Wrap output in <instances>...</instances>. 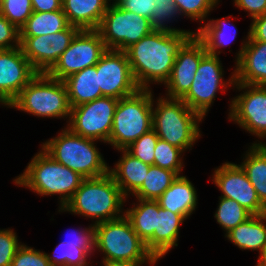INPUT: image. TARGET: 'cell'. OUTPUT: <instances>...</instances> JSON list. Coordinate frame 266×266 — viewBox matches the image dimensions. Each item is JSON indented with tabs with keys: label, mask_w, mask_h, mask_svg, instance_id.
I'll use <instances>...</instances> for the list:
<instances>
[{
	"label": "cell",
	"mask_w": 266,
	"mask_h": 266,
	"mask_svg": "<svg viewBox=\"0 0 266 266\" xmlns=\"http://www.w3.org/2000/svg\"><path fill=\"white\" fill-rule=\"evenodd\" d=\"M191 36L188 31L153 30L125 50L140 89L166 83L179 49Z\"/></svg>",
	"instance_id": "6da1fadb"
},
{
	"label": "cell",
	"mask_w": 266,
	"mask_h": 266,
	"mask_svg": "<svg viewBox=\"0 0 266 266\" xmlns=\"http://www.w3.org/2000/svg\"><path fill=\"white\" fill-rule=\"evenodd\" d=\"M129 200L121 192L110 173L84 178L80 187L58 213L68 212L92 220L96 225L124 215L125 202Z\"/></svg>",
	"instance_id": "7a4b0ae2"
},
{
	"label": "cell",
	"mask_w": 266,
	"mask_h": 266,
	"mask_svg": "<svg viewBox=\"0 0 266 266\" xmlns=\"http://www.w3.org/2000/svg\"><path fill=\"white\" fill-rule=\"evenodd\" d=\"M83 180L79 173L56 162L40 148L13 182L17 187L28 188L41 197L57 196L58 208L62 209Z\"/></svg>",
	"instance_id": "3957f363"
},
{
	"label": "cell",
	"mask_w": 266,
	"mask_h": 266,
	"mask_svg": "<svg viewBox=\"0 0 266 266\" xmlns=\"http://www.w3.org/2000/svg\"><path fill=\"white\" fill-rule=\"evenodd\" d=\"M204 118L177 98L153 95L152 129L159 139L186 151L201 138L200 123Z\"/></svg>",
	"instance_id": "277c9868"
},
{
	"label": "cell",
	"mask_w": 266,
	"mask_h": 266,
	"mask_svg": "<svg viewBox=\"0 0 266 266\" xmlns=\"http://www.w3.org/2000/svg\"><path fill=\"white\" fill-rule=\"evenodd\" d=\"M100 141L74 134L68 127L40 144L53 160L67 166L84 178H94L109 172V164L97 148Z\"/></svg>",
	"instance_id": "5b68a950"
},
{
	"label": "cell",
	"mask_w": 266,
	"mask_h": 266,
	"mask_svg": "<svg viewBox=\"0 0 266 266\" xmlns=\"http://www.w3.org/2000/svg\"><path fill=\"white\" fill-rule=\"evenodd\" d=\"M8 108L38 118L67 119L66 126L71 113L64 81L51 78L46 73H37L9 104Z\"/></svg>",
	"instance_id": "8992f818"
},
{
	"label": "cell",
	"mask_w": 266,
	"mask_h": 266,
	"mask_svg": "<svg viewBox=\"0 0 266 266\" xmlns=\"http://www.w3.org/2000/svg\"><path fill=\"white\" fill-rule=\"evenodd\" d=\"M95 251L101 252L102 262L131 261L155 262L145 242L133 230L128 218L123 215L94 225ZM98 251V252H97Z\"/></svg>",
	"instance_id": "52a82bcc"
},
{
	"label": "cell",
	"mask_w": 266,
	"mask_h": 266,
	"mask_svg": "<svg viewBox=\"0 0 266 266\" xmlns=\"http://www.w3.org/2000/svg\"><path fill=\"white\" fill-rule=\"evenodd\" d=\"M153 94L152 89H139L119 99L109 136L113 149H126L152 129Z\"/></svg>",
	"instance_id": "ba28073f"
},
{
	"label": "cell",
	"mask_w": 266,
	"mask_h": 266,
	"mask_svg": "<svg viewBox=\"0 0 266 266\" xmlns=\"http://www.w3.org/2000/svg\"><path fill=\"white\" fill-rule=\"evenodd\" d=\"M221 62L219 56L207 53L200 61L190 89L181 98L204 119L217 98V93H226L234 87L235 72H231L230 77L225 79Z\"/></svg>",
	"instance_id": "9c48e42d"
},
{
	"label": "cell",
	"mask_w": 266,
	"mask_h": 266,
	"mask_svg": "<svg viewBox=\"0 0 266 266\" xmlns=\"http://www.w3.org/2000/svg\"><path fill=\"white\" fill-rule=\"evenodd\" d=\"M233 88L240 93L230 99L227 119L258 138L251 144H266V86L235 82Z\"/></svg>",
	"instance_id": "30bf717a"
},
{
	"label": "cell",
	"mask_w": 266,
	"mask_h": 266,
	"mask_svg": "<svg viewBox=\"0 0 266 266\" xmlns=\"http://www.w3.org/2000/svg\"><path fill=\"white\" fill-rule=\"evenodd\" d=\"M150 19L122 9L118 4L108 6L97 29L107 49L125 51L151 33Z\"/></svg>",
	"instance_id": "8fae6325"
},
{
	"label": "cell",
	"mask_w": 266,
	"mask_h": 266,
	"mask_svg": "<svg viewBox=\"0 0 266 266\" xmlns=\"http://www.w3.org/2000/svg\"><path fill=\"white\" fill-rule=\"evenodd\" d=\"M119 99L100 97L71 108L66 127L74 134L109 145L115 108Z\"/></svg>",
	"instance_id": "7c38bea8"
},
{
	"label": "cell",
	"mask_w": 266,
	"mask_h": 266,
	"mask_svg": "<svg viewBox=\"0 0 266 266\" xmlns=\"http://www.w3.org/2000/svg\"><path fill=\"white\" fill-rule=\"evenodd\" d=\"M106 51L107 48L97 30H80L46 74L63 81L71 74L96 65Z\"/></svg>",
	"instance_id": "4fadbf2b"
},
{
	"label": "cell",
	"mask_w": 266,
	"mask_h": 266,
	"mask_svg": "<svg viewBox=\"0 0 266 266\" xmlns=\"http://www.w3.org/2000/svg\"><path fill=\"white\" fill-rule=\"evenodd\" d=\"M78 27L41 36H20V48L37 73H47L71 44Z\"/></svg>",
	"instance_id": "5bb4252c"
},
{
	"label": "cell",
	"mask_w": 266,
	"mask_h": 266,
	"mask_svg": "<svg viewBox=\"0 0 266 266\" xmlns=\"http://www.w3.org/2000/svg\"><path fill=\"white\" fill-rule=\"evenodd\" d=\"M103 96L121 99L137 92V85L125 51L107 49L97 63Z\"/></svg>",
	"instance_id": "9a60e30c"
},
{
	"label": "cell",
	"mask_w": 266,
	"mask_h": 266,
	"mask_svg": "<svg viewBox=\"0 0 266 266\" xmlns=\"http://www.w3.org/2000/svg\"><path fill=\"white\" fill-rule=\"evenodd\" d=\"M214 168L211 181L222 193L220 197L237 201L252 215L266 214V207L259 200L256 190L242 168L233 162L221 163Z\"/></svg>",
	"instance_id": "2e32d148"
},
{
	"label": "cell",
	"mask_w": 266,
	"mask_h": 266,
	"mask_svg": "<svg viewBox=\"0 0 266 266\" xmlns=\"http://www.w3.org/2000/svg\"><path fill=\"white\" fill-rule=\"evenodd\" d=\"M207 54L203 42L191 36L179 49L171 74L164 84L165 97L181 99L190 89L201 59Z\"/></svg>",
	"instance_id": "e0dca14e"
},
{
	"label": "cell",
	"mask_w": 266,
	"mask_h": 266,
	"mask_svg": "<svg viewBox=\"0 0 266 266\" xmlns=\"http://www.w3.org/2000/svg\"><path fill=\"white\" fill-rule=\"evenodd\" d=\"M36 74L20 47L0 50V97L8 106Z\"/></svg>",
	"instance_id": "ac0fdd59"
},
{
	"label": "cell",
	"mask_w": 266,
	"mask_h": 266,
	"mask_svg": "<svg viewBox=\"0 0 266 266\" xmlns=\"http://www.w3.org/2000/svg\"><path fill=\"white\" fill-rule=\"evenodd\" d=\"M248 39L249 29L235 53V82L266 86V42Z\"/></svg>",
	"instance_id": "d6986e66"
},
{
	"label": "cell",
	"mask_w": 266,
	"mask_h": 266,
	"mask_svg": "<svg viewBox=\"0 0 266 266\" xmlns=\"http://www.w3.org/2000/svg\"><path fill=\"white\" fill-rule=\"evenodd\" d=\"M185 220L187 219L183 215L161 208L157 201V228L145 243L156 260H161L178 246L180 226Z\"/></svg>",
	"instance_id": "ffe728a7"
},
{
	"label": "cell",
	"mask_w": 266,
	"mask_h": 266,
	"mask_svg": "<svg viewBox=\"0 0 266 266\" xmlns=\"http://www.w3.org/2000/svg\"><path fill=\"white\" fill-rule=\"evenodd\" d=\"M121 155L109 173L126 198L132 196L143 184L150 165L131 155L126 149L117 150Z\"/></svg>",
	"instance_id": "44dd1931"
},
{
	"label": "cell",
	"mask_w": 266,
	"mask_h": 266,
	"mask_svg": "<svg viewBox=\"0 0 266 266\" xmlns=\"http://www.w3.org/2000/svg\"><path fill=\"white\" fill-rule=\"evenodd\" d=\"M157 201L161 208L181 214L186 219L198 208L197 190L185 175H179Z\"/></svg>",
	"instance_id": "7402d4cb"
},
{
	"label": "cell",
	"mask_w": 266,
	"mask_h": 266,
	"mask_svg": "<svg viewBox=\"0 0 266 266\" xmlns=\"http://www.w3.org/2000/svg\"><path fill=\"white\" fill-rule=\"evenodd\" d=\"M110 4V0H62V9L70 25L97 30Z\"/></svg>",
	"instance_id": "603a6c76"
},
{
	"label": "cell",
	"mask_w": 266,
	"mask_h": 266,
	"mask_svg": "<svg viewBox=\"0 0 266 266\" xmlns=\"http://www.w3.org/2000/svg\"><path fill=\"white\" fill-rule=\"evenodd\" d=\"M224 237L242 251H257L259 259L266 250V214L252 215Z\"/></svg>",
	"instance_id": "cb8c5ba5"
},
{
	"label": "cell",
	"mask_w": 266,
	"mask_h": 266,
	"mask_svg": "<svg viewBox=\"0 0 266 266\" xmlns=\"http://www.w3.org/2000/svg\"><path fill=\"white\" fill-rule=\"evenodd\" d=\"M231 16L209 19L195 30V35L203 42L208 54L219 56L223 48L235 41L237 28L231 23Z\"/></svg>",
	"instance_id": "d4e9b609"
},
{
	"label": "cell",
	"mask_w": 266,
	"mask_h": 266,
	"mask_svg": "<svg viewBox=\"0 0 266 266\" xmlns=\"http://www.w3.org/2000/svg\"><path fill=\"white\" fill-rule=\"evenodd\" d=\"M71 108L103 97L97 74V64L71 74L63 80Z\"/></svg>",
	"instance_id": "484cf974"
},
{
	"label": "cell",
	"mask_w": 266,
	"mask_h": 266,
	"mask_svg": "<svg viewBox=\"0 0 266 266\" xmlns=\"http://www.w3.org/2000/svg\"><path fill=\"white\" fill-rule=\"evenodd\" d=\"M239 163L259 200L266 207V144H250Z\"/></svg>",
	"instance_id": "4316f807"
},
{
	"label": "cell",
	"mask_w": 266,
	"mask_h": 266,
	"mask_svg": "<svg viewBox=\"0 0 266 266\" xmlns=\"http://www.w3.org/2000/svg\"><path fill=\"white\" fill-rule=\"evenodd\" d=\"M135 200L132 206L125 209L124 215L130 221L133 230L146 243L157 228V200Z\"/></svg>",
	"instance_id": "83f0119b"
},
{
	"label": "cell",
	"mask_w": 266,
	"mask_h": 266,
	"mask_svg": "<svg viewBox=\"0 0 266 266\" xmlns=\"http://www.w3.org/2000/svg\"><path fill=\"white\" fill-rule=\"evenodd\" d=\"M70 26L63 9L51 12L33 11L25 25L20 29V36H41L67 29Z\"/></svg>",
	"instance_id": "f1b7e54d"
},
{
	"label": "cell",
	"mask_w": 266,
	"mask_h": 266,
	"mask_svg": "<svg viewBox=\"0 0 266 266\" xmlns=\"http://www.w3.org/2000/svg\"><path fill=\"white\" fill-rule=\"evenodd\" d=\"M177 177L174 171L150 165L143 184L132 197L157 200Z\"/></svg>",
	"instance_id": "f546056e"
},
{
	"label": "cell",
	"mask_w": 266,
	"mask_h": 266,
	"mask_svg": "<svg viewBox=\"0 0 266 266\" xmlns=\"http://www.w3.org/2000/svg\"><path fill=\"white\" fill-rule=\"evenodd\" d=\"M218 206L214 214L217 224L224 234L245 222L252 214L237 201L219 196Z\"/></svg>",
	"instance_id": "4dcf8cb0"
},
{
	"label": "cell",
	"mask_w": 266,
	"mask_h": 266,
	"mask_svg": "<svg viewBox=\"0 0 266 266\" xmlns=\"http://www.w3.org/2000/svg\"><path fill=\"white\" fill-rule=\"evenodd\" d=\"M51 266H93L91 256L79 245L60 242L52 254L46 253ZM89 260V261H88Z\"/></svg>",
	"instance_id": "1f68e13d"
},
{
	"label": "cell",
	"mask_w": 266,
	"mask_h": 266,
	"mask_svg": "<svg viewBox=\"0 0 266 266\" xmlns=\"http://www.w3.org/2000/svg\"><path fill=\"white\" fill-rule=\"evenodd\" d=\"M156 5L152 10V16L150 18L152 28L154 30H162L168 32H183L188 31L192 36L195 35V31L186 30L181 28L172 27L170 23L178 21L181 15L179 14L177 5L174 0H154ZM177 18V19H176ZM169 24V26H168Z\"/></svg>",
	"instance_id": "d6a6232c"
},
{
	"label": "cell",
	"mask_w": 266,
	"mask_h": 266,
	"mask_svg": "<svg viewBox=\"0 0 266 266\" xmlns=\"http://www.w3.org/2000/svg\"><path fill=\"white\" fill-rule=\"evenodd\" d=\"M184 153L182 149L158 139L154 149V165L174 171L178 176L183 175Z\"/></svg>",
	"instance_id": "836d02e7"
},
{
	"label": "cell",
	"mask_w": 266,
	"mask_h": 266,
	"mask_svg": "<svg viewBox=\"0 0 266 266\" xmlns=\"http://www.w3.org/2000/svg\"><path fill=\"white\" fill-rule=\"evenodd\" d=\"M220 0H174L181 17L199 22L200 27L206 22Z\"/></svg>",
	"instance_id": "e575fe53"
},
{
	"label": "cell",
	"mask_w": 266,
	"mask_h": 266,
	"mask_svg": "<svg viewBox=\"0 0 266 266\" xmlns=\"http://www.w3.org/2000/svg\"><path fill=\"white\" fill-rule=\"evenodd\" d=\"M0 13L21 29L33 13L31 0H0Z\"/></svg>",
	"instance_id": "d590c367"
},
{
	"label": "cell",
	"mask_w": 266,
	"mask_h": 266,
	"mask_svg": "<svg viewBox=\"0 0 266 266\" xmlns=\"http://www.w3.org/2000/svg\"><path fill=\"white\" fill-rule=\"evenodd\" d=\"M158 139L156 132L151 129L128 146L126 150L143 163L154 165V149Z\"/></svg>",
	"instance_id": "8d00e7d4"
},
{
	"label": "cell",
	"mask_w": 266,
	"mask_h": 266,
	"mask_svg": "<svg viewBox=\"0 0 266 266\" xmlns=\"http://www.w3.org/2000/svg\"><path fill=\"white\" fill-rule=\"evenodd\" d=\"M10 266H51L46 252L22 244L11 262Z\"/></svg>",
	"instance_id": "74e56055"
},
{
	"label": "cell",
	"mask_w": 266,
	"mask_h": 266,
	"mask_svg": "<svg viewBox=\"0 0 266 266\" xmlns=\"http://www.w3.org/2000/svg\"><path fill=\"white\" fill-rule=\"evenodd\" d=\"M15 230L0 228V266H10L18 248L23 244L19 241Z\"/></svg>",
	"instance_id": "f35d334b"
},
{
	"label": "cell",
	"mask_w": 266,
	"mask_h": 266,
	"mask_svg": "<svg viewBox=\"0 0 266 266\" xmlns=\"http://www.w3.org/2000/svg\"><path fill=\"white\" fill-rule=\"evenodd\" d=\"M72 230V231H70ZM66 234V240L62 241L71 245H79L83 248L91 257L95 252V228L94 225L90 224L88 227L70 229ZM93 254V255H92Z\"/></svg>",
	"instance_id": "ab89813d"
},
{
	"label": "cell",
	"mask_w": 266,
	"mask_h": 266,
	"mask_svg": "<svg viewBox=\"0 0 266 266\" xmlns=\"http://www.w3.org/2000/svg\"><path fill=\"white\" fill-rule=\"evenodd\" d=\"M20 47V30L0 13V50Z\"/></svg>",
	"instance_id": "60d3db41"
},
{
	"label": "cell",
	"mask_w": 266,
	"mask_h": 266,
	"mask_svg": "<svg viewBox=\"0 0 266 266\" xmlns=\"http://www.w3.org/2000/svg\"><path fill=\"white\" fill-rule=\"evenodd\" d=\"M122 9L150 19L156 6L154 0H120L117 3Z\"/></svg>",
	"instance_id": "b9f144b4"
},
{
	"label": "cell",
	"mask_w": 266,
	"mask_h": 266,
	"mask_svg": "<svg viewBox=\"0 0 266 266\" xmlns=\"http://www.w3.org/2000/svg\"><path fill=\"white\" fill-rule=\"evenodd\" d=\"M233 6L244 10L251 19L266 13V0H233Z\"/></svg>",
	"instance_id": "7bdbcfd3"
},
{
	"label": "cell",
	"mask_w": 266,
	"mask_h": 266,
	"mask_svg": "<svg viewBox=\"0 0 266 266\" xmlns=\"http://www.w3.org/2000/svg\"><path fill=\"white\" fill-rule=\"evenodd\" d=\"M248 41L266 42V13L252 19Z\"/></svg>",
	"instance_id": "ee69618b"
},
{
	"label": "cell",
	"mask_w": 266,
	"mask_h": 266,
	"mask_svg": "<svg viewBox=\"0 0 266 266\" xmlns=\"http://www.w3.org/2000/svg\"><path fill=\"white\" fill-rule=\"evenodd\" d=\"M33 11L51 12L62 9V0H31Z\"/></svg>",
	"instance_id": "f6af8a7d"
},
{
	"label": "cell",
	"mask_w": 266,
	"mask_h": 266,
	"mask_svg": "<svg viewBox=\"0 0 266 266\" xmlns=\"http://www.w3.org/2000/svg\"><path fill=\"white\" fill-rule=\"evenodd\" d=\"M160 260H156L155 262H131V261H111V262H102V266H144L146 264L150 266L156 265V263Z\"/></svg>",
	"instance_id": "bcb514c9"
},
{
	"label": "cell",
	"mask_w": 266,
	"mask_h": 266,
	"mask_svg": "<svg viewBox=\"0 0 266 266\" xmlns=\"http://www.w3.org/2000/svg\"><path fill=\"white\" fill-rule=\"evenodd\" d=\"M266 265V250L264 254L259 258Z\"/></svg>",
	"instance_id": "7dc6e473"
},
{
	"label": "cell",
	"mask_w": 266,
	"mask_h": 266,
	"mask_svg": "<svg viewBox=\"0 0 266 266\" xmlns=\"http://www.w3.org/2000/svg\"><path fill=\"white\" fill-rule=\"evenodd\" d=\"M0 104L4 107L8 108V105L5 103V101L0 97Z\"/></svg>",
	"instance_id": "c3c4849f"
},
{
	"label": "cell",
	"mask_w": 266,
	"mask_h": 266,
	"mask_svg": "<svg viewBox=\"0 0 266 266\" xmlns=\"http://www.w3.org/2000/svg\"><path fill=\"white\" fill-rule=\"evenodd\" d=\"M255 266H266L260 259L257 261V265Z\"/></svg>",
	"instance_id": "681fc988"
},
{
	"label": "cell",
	"mask_w": 266,
	"mask_h": 266,
	"mask_svg": "<svg viewBox=\"0 0 266 266\" xmlns=\"http://www.w3.org/2000/svg\"><path fill=\"white\" fill-rule=\"evenodd\" d=\"M112 1V2H111ZM120 0H110L111 3L117 4Z\"/></svg>",
	"instance_id": "f907efd6"
}]
</instances>
